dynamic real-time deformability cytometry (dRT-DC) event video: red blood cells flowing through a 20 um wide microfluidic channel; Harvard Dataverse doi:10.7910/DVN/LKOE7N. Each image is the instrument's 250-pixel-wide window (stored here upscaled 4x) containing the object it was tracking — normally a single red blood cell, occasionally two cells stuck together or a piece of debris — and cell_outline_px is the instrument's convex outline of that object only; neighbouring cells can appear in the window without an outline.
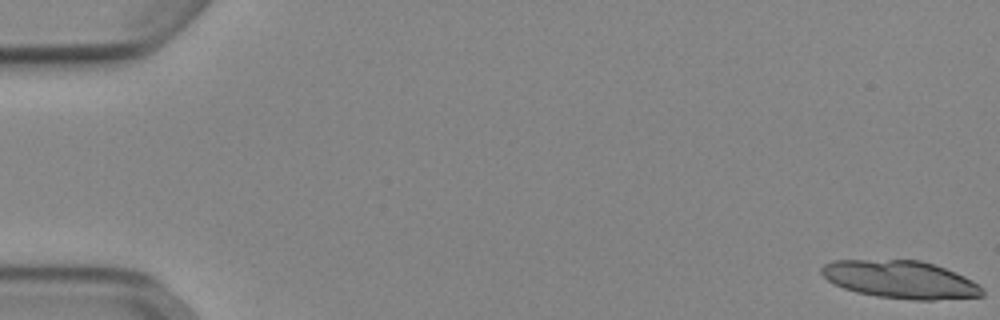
{"species": "Egyptian fruit bat (a non-hibernating species)", "species_latin": "Rousettus aegyptiacus", "temperature_condition": "cold", "stored_images_in_passage": 14, "camera_frame_rate_fps": 3000, "um_per_image_px": 0.085, "animal": {"sex": "female"}, "frame": {"image": 1, "passage_image": 1, "time_ms": 0.0, "image_size_px": [1000, 320], "cell_outline_px": [[984, 296], [932, 300], [912, 300], [876, 296], [856, 292], [844, 288], [828, 280], [820, 272], [820, 268], [824, 264], [832, 260], [920, 260], [956, 272], [980, 284], [984, 288]], "centroid_in_image_um": [76.56, 23.76], "position_along_channel_um": 8.4, "area_um2": 35.43}}